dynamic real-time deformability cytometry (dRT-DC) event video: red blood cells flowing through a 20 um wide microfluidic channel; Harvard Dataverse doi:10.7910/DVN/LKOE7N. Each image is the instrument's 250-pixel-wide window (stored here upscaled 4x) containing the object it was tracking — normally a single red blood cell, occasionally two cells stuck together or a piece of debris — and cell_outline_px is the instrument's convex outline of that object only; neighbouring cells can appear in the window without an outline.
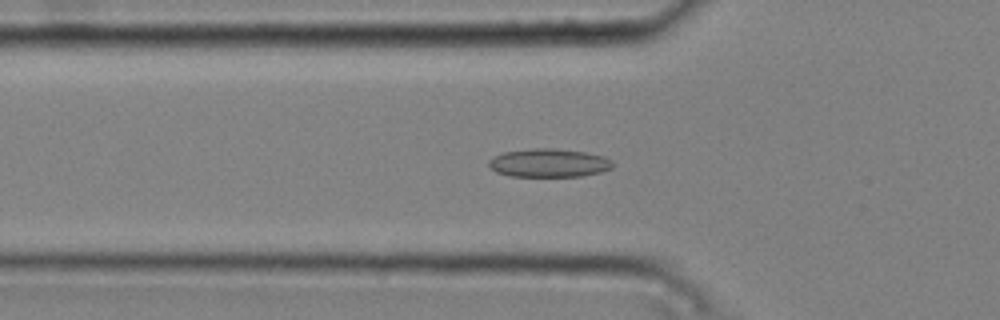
{"species": "common noctule bat (a hibernating species)", "species_latin": "Nyctalus noctula", "temperature_condition": "cold", "stored_images_in_passage": 36, "camera_frame_rate_fps": 3000, "um_per_image_px": 0.085, "animal": {"sex": "male", "body_mass_g": 20.4}, "frame": {"image": 1, "passage_image": 3, "time_ms": 0.667, "image_size_px": [1000, 320], "cell_outline_px": [[612, 168], [600, 172], [580, 176], [512, 176], [496, 172], [488, 164], [488, 160], [504, 152], [532, 148], [552, 148], [584, 152], [604, 156], [612, 160]], "centroid_in_image_um": [46.66, 13.84], "position_along_channel_um": 79.1, "area_um2": 20.35}}
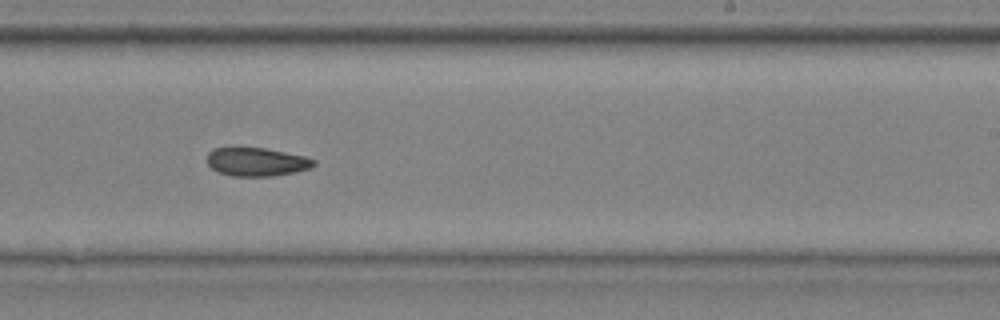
{"frame": {"image": 2, "passage_image": 18, "time_ms": 5.667, "image_size_px": [1000, 320], "cell_outline_px": [[316, 164], [312, 168], [296, 172], [272, 176], [232, 176], [216, 172], [208, 164], [208, 152], [212, 148], [264, 148], [304, 156], [316, 160]], "centroid_in_image_um": [21.82, 13.77], "position_along_channel_um": 267.2, "area_um2": 17.74}}
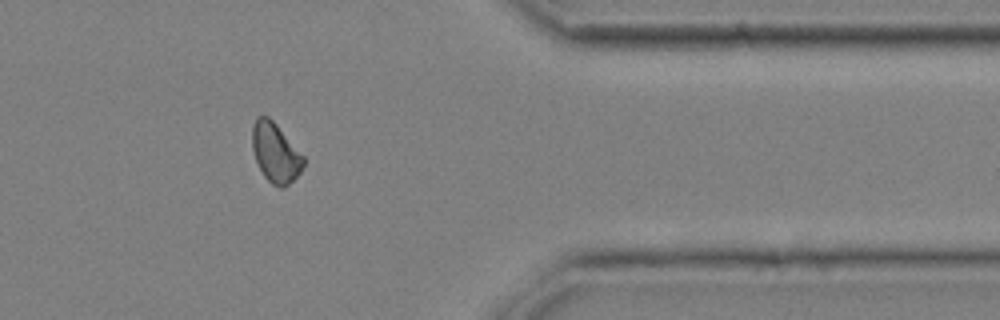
{"frame": {"image": 3, "passage_image": 29, "time_ms": 9.333, "image_size_px": [1000, 320], "cell_outline_px": [[304, 164], [300, 172], [284, 188], [280, 188], [272, 184], [264, 176], [256, 160], [252, 148], [252, 124], [256, 116], [268, 116], [276, 124], [304, 156]], "centroid_in_image_um": [23.4, 12.97], "position_along_channel_um": 388.0, "area_um2": 17.63}, "authors_computed_cell_mechanics": {"area_um2": 18.3804, "velocity_mm_per_s": 3.7609, "shape_relaxation_time_tau1_ms": null, "shape_relaxation_time_tau2_ms": 3.7382, "deformation_change_tau1": null, "deformation_change_tau2": 0.0751}}